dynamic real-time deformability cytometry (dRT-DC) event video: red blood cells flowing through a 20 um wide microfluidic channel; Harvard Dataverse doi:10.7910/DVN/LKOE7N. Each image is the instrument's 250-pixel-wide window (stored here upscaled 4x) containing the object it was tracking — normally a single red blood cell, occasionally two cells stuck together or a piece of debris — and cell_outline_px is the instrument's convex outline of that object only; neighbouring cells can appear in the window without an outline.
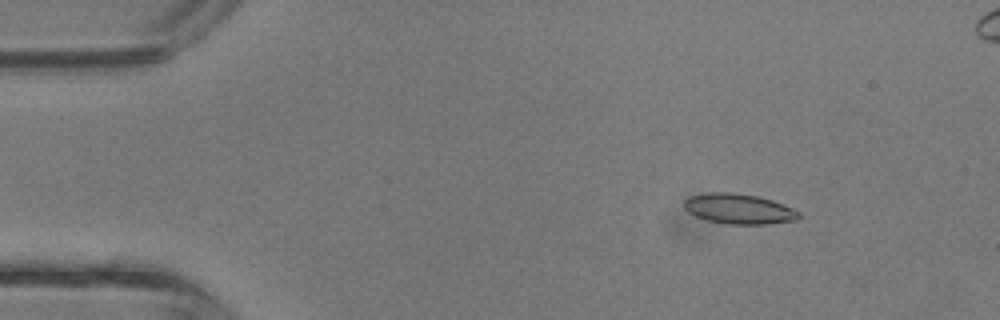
{"species": "common noctule bat (a hibernating species)", "species_latin": "Nyctalus noctula", "temperature_condition": "room temperature", "stored_images_in_passage": 5, "camera_frame_rate_fps": 3000, "um_per_image_px": 0.085, "animal": {"sex": "male", "body_mass_g": 13.3}, "frame": {"image": 1, "passage_image": 2, "time_ms": 0.333, "image_size_px": [1000, 320], "cell_outline_px": [[800, 216], [796, 220], [764, 224], [732, 224], [708, 220], [696, 216], [688, 212], [684, 208], [684, 200], [688, 196], [708, 192], [732, 192], [756, 196], [772, 200], [792, 208], [800, 212]], "centroid_in_image_um": [62.77, 17.74], "position_along_channel_um": 22.2, "area_um2": 20.06}}